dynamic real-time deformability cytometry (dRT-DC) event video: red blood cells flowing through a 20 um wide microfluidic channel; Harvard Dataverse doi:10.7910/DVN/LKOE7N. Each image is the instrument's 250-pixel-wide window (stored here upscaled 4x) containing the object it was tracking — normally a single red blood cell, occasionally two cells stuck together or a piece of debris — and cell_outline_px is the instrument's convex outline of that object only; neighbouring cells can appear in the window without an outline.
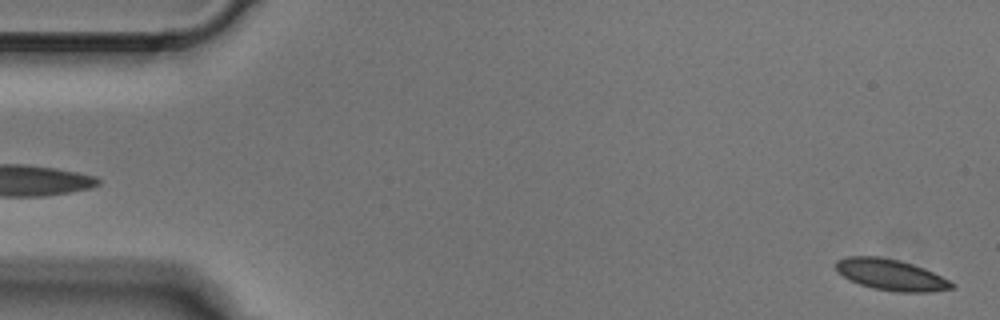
{"species": "Egyptian fruit bat (a non-hibernating species)", "species_latin": "Rousettus aegyptiacus", "temperature_condition": "cold", "stored_images_in_passage": 4, "segment_of_instrument_passage": [2, 2], "camera_frame_rate_fps": 3000, "um_per_image_px": 0.085, "animal": {"sex": "male"}, "frame": {"image": 1, "passage_image": 4, "time_ms": 1.0, "image_size_px": [1000, 320], "cell_outline_px": [[956, 288], [932, 292], [896, 292], [872, 288], [860, 284], [836, 272], [836, 260], [848, 256], [880, 256], [900, 260], [924, 268], [956, 284]], "centroid_in_image_um": [75.74, 23.36], "position_along_channel_um": 9.3, "area_um2": 21.1}}